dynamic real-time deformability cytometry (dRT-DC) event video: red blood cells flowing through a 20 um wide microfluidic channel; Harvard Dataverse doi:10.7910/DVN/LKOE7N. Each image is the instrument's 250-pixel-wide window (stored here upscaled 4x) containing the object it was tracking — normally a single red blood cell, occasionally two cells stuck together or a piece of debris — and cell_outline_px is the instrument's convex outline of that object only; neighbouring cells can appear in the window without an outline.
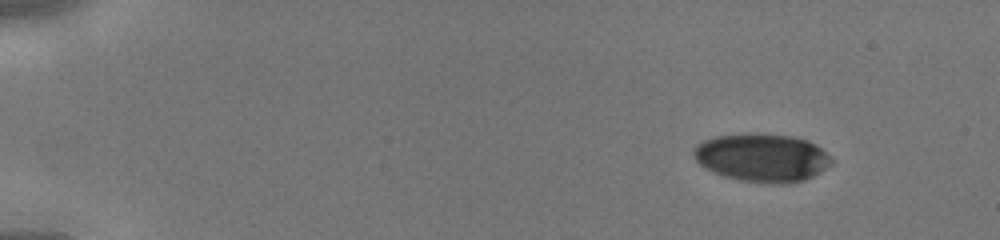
{"species": "human", "species_latin": "Homo sapiens", "temperature_condition": "cold", "stored_images_in_passage": 41, "camera_frame_rate_fps": 3000, "um_per_image_px": 0.085, "donor": {"sex": "male"}, "frame": {"image": 1, "passage_image": 1, "time_ms": 0.0, "image_size_px": [1000, 240], "cell_outline_px": [[832, 164], [820, 172], [804, 180], [788, 184], [776, 184], [740, 180], [724, 176], [700, 164], [696, 160], [692, 152], [696, 144], [704, 140], [716, 136], [748, 132], [756, 132], [792, 136], [808, 140], [816, 144], [832, 156]], "centroid_in_image_um": [64.81, 13.38], "position_along_channel_um": 20.2, "area_um2": 39.07}}
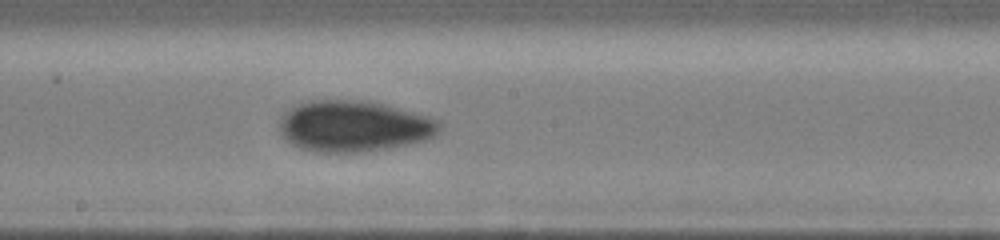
{"frame": {"image": 2, "passage_image": 22, "time_ms": 7.0, "image_size_px": [1000, 240], "cell_outline_px": [[440, 132], [436, 136], [424, 140], [388, 148], [356, 152], [324, 152], [304, 148], [292, 144], [280, 132], [280, 116], [284, 112], [300, 104], [312, 100], [368, 100], [384, 104], [428, 116], [440, 120]], "centroid_in_image_um": [30.11, 10.71], "position_along_channel_um": 218.1, "area_um2": 47.34}}
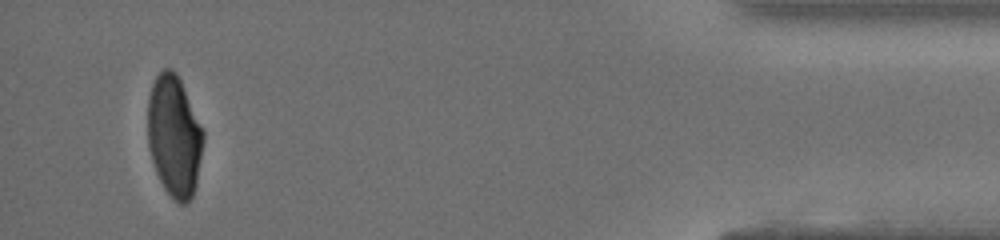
{"frame": {"image": 3, "passage_image": 39, "time_ms": 12.667, "image_size_px": [1000, 240], "cell_outline_px": [[204, 140], [196, 184], [192, 196], [184, 204], [180, 204], [164, 188], [156, 172], [152, 160], [148, 144], [148, 96], [152, 84], [156, 76], [164, 68], [172, 68], [176, 72], [180, 80], [204, 132]], "centroid_in_image_um": [14.8, 11.55], "position_along_channel_um": 420.4, "area_um2": 38.96}}